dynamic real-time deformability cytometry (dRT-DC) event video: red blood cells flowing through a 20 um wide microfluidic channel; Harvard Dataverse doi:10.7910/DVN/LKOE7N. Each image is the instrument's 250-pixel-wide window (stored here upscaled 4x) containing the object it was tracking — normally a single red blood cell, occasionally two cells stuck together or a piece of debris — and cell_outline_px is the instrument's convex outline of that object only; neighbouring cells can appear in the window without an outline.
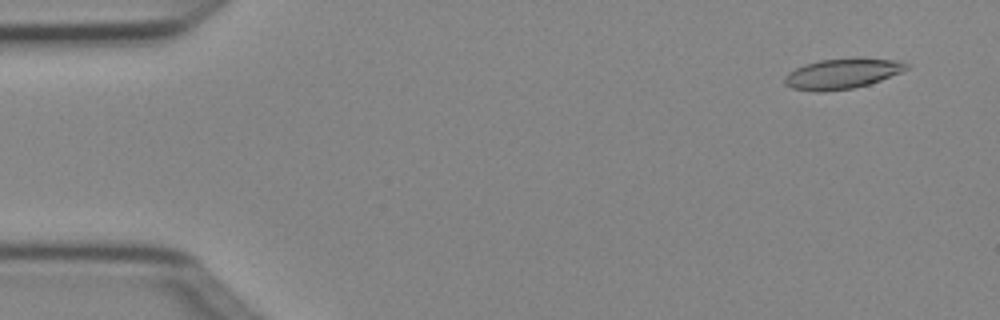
{"species": "Egyptian fruit bat (a non-hibernating species)", "species_latin": "Rousettus aegyptiacus", "temperature_condition": "cold", "stored_images_in_passage": 4, "camera_frame_rate_fps": 3000, "um_per_image_px": 0.085, "animal": {"sex": "female"}, "frame": {"image": 1, "passage_image": 1, "time_ms": 0.0, "image_size_px": [1000, 320], "cell_outline_px": [[908, 68], [900, 72], [880, 80], [868, 84], [852, 88], [820, 92], [816, 92], [792, 88], [784, 84], [784, 76], [788, 72], [804, 64], [820, 60], [856, 56], [860, 56], [900, 60], [908, 64]], "centroid_in_image_um": [71.58, 6.22], "position_along_channel_um": 13.4, "area_um2": 21.91}}
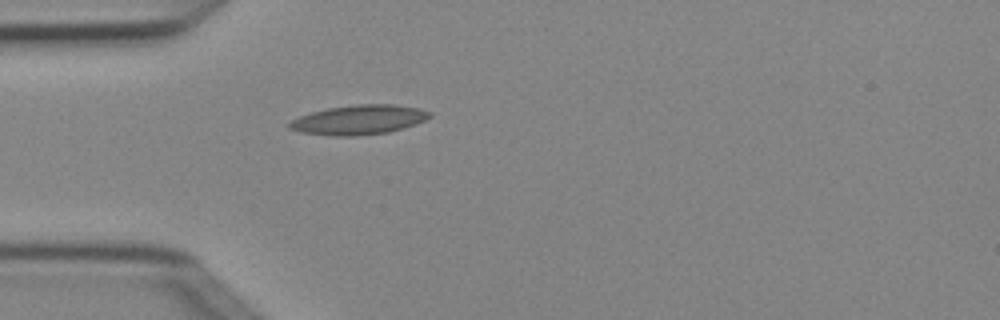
{"frame": {"image": 2, "passage_image": 4, "time_ms": 1.0, "image_size_px": [1000, 320], "cell_outline_px": [[432, 116], [416, 124], [388, 132], [356, 136], [336, 136], [300, 132], [288, 128], [288, 124], [292, 120], [300, 116], [312, 112], [328, 108], [356, 104], [392, 104], [420, 108], [432, 112]], "centroid_in_image_um": [30.52, 10.18], "position_along_channel_um": 54.5, "area_um2": 24.1}}